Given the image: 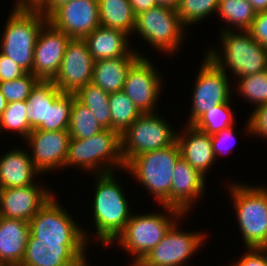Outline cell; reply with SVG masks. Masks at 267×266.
I'll list each match as a JSON object with an SVG mask.
<instances>
[{"label": "cell", "mask_w": 267, "mask_h": 266, "mask_svg": "<svg viewBox=\"0 0 267 266\" xmlns=\"http://www.w3.org/2000/svg\"><path fill=\"white\" fill-rule=\"evenodd\" d=\"M49 189L35 184L26 187L0 189L2 217L29 222L52 198Z\"/></svg>", "instance_id": "cell-20"}, {"label": "cell", "mask_w": 267, "mask_h": 266, "mask_svg": "<svg viewBox=\"0 0 267 266\" xmlns=\"http://www.w3.org/2000/svg\"><path fill=\"white\" fill-rule=\"evenodd\" d=\"M54 197L29 221L30 233L40 241L88 242L87 232L75 223Z\"/></svg>", "instance_id": "cell-11"}, {"label": "cell", "mask_w": 267, "mask_h": 266, "mask_svg": "<svg viewBox=\"0 0 267 266\" xmlns=\"http://www.w3.org/2000/svg\"><path fill=\"white\" fill-rule=\"evenodd\" d=\"M70 165H80L78 167L96 174L112 172L114 167L124 170L121 134L104 129L90 138H71L65 167Z\"/></svg>", "instance_id": "cell-4"}, {"label": "cell", "mask_w": 267, "mask_h": 266, "mask_svg": "<svg viewBox=\"0 0 267 266\" xmlns=\"http://www.w3.org/2000/svg\"><path fill=\"white\" fill-rule=\"evenodd\" d=\"M194 86L188 125H192L207 110L231 99L229 76L205 56Z\"/></svg>", "instance_id": "cell-12"}, {"label": "cell", "mask_w": 267, "mask_h": 266, "mask_svg": "<svg viewBox=\"0 0 267 266\" xmlns=\"http://www.w3.org/2000/svg\"><path fill=\"white\" fill-rule=\"evenodd\" d=\"M237 82L238 93L254 102L256 107L267 103V70L241 77Z\"/></svg>", "instance_id": "cell-35"}, {"label": "cell", "mask_w": 267, "mask_h": 266, "mask_svg": "<svg viewBox=\"0 0 267 266\" xmlns=\"http://www.w3.org/2000/svg\"><path fill=\"white\" fill-rule=\"evenodd\" d=\"M109 96V93L93 83H88L75 93V97L90 109L104 129H111Z\"/></svg>", "instance_id": "cell-28"}, {"label": "cell", "mask_w": 267, "mask_h": 266, "mask_svg": "<svg viewBox=\"0 0 267 266\" xmlns=\"http://www.w3.org/2000/svg\"><path fill=\"white\" fill-rule=\"evenodd\" d=\"M87 242L40 241L31 233L20 266H89L85 255Z\"/></svg>", "instance_id": "cell-13"}, {"label": "cell", "mask_w": 267, "mask_h": 266, "mask_svg": "<svg viewBox=\"0 0 267 266\" xmlns=\"http://www.w3.org/2000/svg\"><path fill=\"white\" fill-rule=\"evenodd\" d=\"M41 0H18L14 6H31L35 7Z\"/></svg>", "instance_id": "cell-46"}, {"label": "cell", "mask_w": 267, "mask_h": 266, "mask_svg": "<svg viewBox=\"0 0 267 266\" xmlns=\"http://www.w3.org/2000/svg\"><path fill=\"white\" fill-rule=\"evenodd\" d=\"M165 213L131 215L122 232L116 237L118 245L134 255V263H139L165 236L175 219L184 215L178 209L162 206Z\"/></svg>", "instance_id": "cell-8"}, {"label": "cell", "mask_w": 267, "mask_h": 266, "mask_svg": "<svg viewBox=\"0 0 267 266\" xmlns=\"http://www.w3.org/2000/svg\"><path fill=\"white\" fill-rule=\"evenodd\" d=\"M71 38L47 21L34 47L32 74L39 80H53L57 75Z\"/></svg>", "instance_id": "cell-18"}, {"label": "cell", "mask_w": 267, "mask_h": 266, "mask_svg": "<svg viewBox=\"0 0 267 266\" xmlns=\"http://www.w3.org/2000/svg\"><path fill=\"white\" fill-rule=\"evenodd\" d=\"M248 31L255 41L267 48V11L256 13Z\"/></svg>", "instance_id": "cell-39"}, {"label": "cell", "mask_w": 267, "mask_h": 266, "mask_svg": "<svg viewBox=\"0 0 267 266\" xmlns=\"http://www.w3.org/2000/svg\"><path fill=\"white\" fill-rule=\"evenodd\" d=\"M48 21L36 7L15 6L10 14L0 45V52L32 73L34 47L42 26Z\"/></svg>", "instance_id": "cell-2"}, {"label": "cell", "mask_w": 267, "mask_h": 266, "mask_svg": "<svg viewBox=\"0 0 267 266\" xmlns=\"http://www.w3.org/2000/svg\"><path fill=\"white\" fill-rule=\"evenodd\" d=\"M229 190L246 247L267 246V188L233 183Z\"/></svg>", "instance_id": "cell-7"}, {"label": "cell", "mask_w": 267, "mask_h": 266, "mask_svg": "<svg viewBox=\"0 0 267 266\" xmlns=\"http://www.w3.org/2000/svg\"><path fill=\"white\" fill-rule=\"evenodd\" d=\"M246 131L254 135L267 138V103L254 109L249 117Z\"/></svg>", "instance_id": "cell-37"}, {"label": "cell", "mask_w": 267, "mask_h": 266, "mask_svg": "<svg viewBox=\"0 0 267 266\" xmlns=\"http://www.w3.org/2000/svg\"><path fill=\"white\" fill-rule=\"evenodd\" d=\"M100 25L134 34L136 14L129 0H98Z\"/></svg>", "instance_id": "cell-27"}, {"label": "cell", "mask_w": 267, "mask_h": 266, "mask_svg": "<svg viewBox=\"0 0 267 266\" xmlns=\"http://www.w3.org/2000/svg\"><path fill=\"white\" fill-rule=\"evenodd\" d=\"M139 57L122 56L95 61L91 83L109 94L122 91L128 70Z\"/></svg>", "instance_id": "cell-26"}, {"label": "cell", "mask_w": 267, "mask_h": 266, "mask_svg": "<svg viewBox=\"0 0 267 266\" xmlns=\"http://www.w3.org/2000/svg\"><path fill=\"white\" fill-rule=\"evenodd\" d=\"M38 81L39 79L32 73H26L20 78L0 82V90L7 103L27 101Z\"/></svg>", "instance_id": "cell-36"}, {"label": "cell", "mask_w": 267, "mask_h": 266, "mask_svg": "<svg viewBox=\"0 0 267 266\" xmlns=\"http://www.w3.org/2000/svg\"><path fill=\"white\" fill-rule=\"evenodd\" d=\"M109 105L111 130H115L121 135L142 114L123 91L110 93Z\"/></svg>", "instance_id": "cell-30"}, {"label": "cell", "mask_w": 267, "mask_h": 266, "mask_svg": "<svg viewBox=\"0 0 267 266\" xmlns=\"http://www.w3.org/2000/svg\"><path fill=\"white\" fill-rule=\"evenodd\" d=\"M158 6H166L172 9H177L180 0H154Z\"/></svg>", "instance_id": "cell-45"}, {"label": "cell", "mask_w": 267, "mask_h": 266, "mask_svg": "<svg viewBox=\"0 0 267 266\" xmlns=\"http://www.w3.org/2000/svg\"><path fill=\"white\" fill-rule=\"evenodd\" d=\"M172 178L170 207L185 214L204 192L205 176L180 157L175 164Z\"/></svg>", "instance_id": "cell-21"}, {"label": "cell", "mask_w": 267, "mask_h": 266, "mask_svg": "<svg viewBox=\"0 0 267 266\" xmlns=\"http://www.w3.org/2000/svg\"><path fill=\"white\" fill-rule=\"evenodd\" d=\"M132 266H142V265H140L139 263H134L133 262Z\"/></svg>", "instance_id": "cell-49"}, {"label": "cell", "mask_w": 267, "mask_h": 266, "mask_svg": "<svg viewBox=\"0 0 267 266\" xmlns=\"http://www.w3.org/2000/svg\"><path fill=\"white\" fill-rule=\"evenodd\" d=\"M75 94L63 93L52 80H39L26 101V115L32 130H68Z\"/></svg>", "instance_id": "cell-5"}, {"label": "cell", "mask_w": 267, "mask_h": 266, "mask_svg": "<svg viewBox=\"0 0 267 266\" xmlns=\"http://www.w3.org/2000/svg\"><path fill=\"white\" fill-rule=\"evenodd\" d=\"M129 35L125 32L98 26L90 34H88L84 41L87 43L88 50L92 55L94 61L109 58H118L122 56H140L139 52L130 50L127 46ZM129 49V50H128ZM138 53V54H137Z\"/></svg>", "instance_id": "cell-24"}, {"label": "cell", "mask_w": 267, "mask_h": 266, "mask_svg": "<svg viewBox=\"0 0 267 266\" xmlns=\"http://www.w3.org/2000/svg\"><path fill=\"white\" fill-rule=\"evenodd\" d=\"M233 31L222 29L223 53L209 49L206 57L225 72L228 67L239 78L267 70V48L255 41L248 30Z\"/></svg>", "instance_id": "cell-3"}, {"label": "cell", "mask_w": 267, "mask_h": 266, "mask_svg": "<svg viewBox=\"0 0 267 266\" xmlns=\"http://www.w3.org/2000/svg\"><path fill=\"white\" fill-rule=\"evenodd\" d=\"M175 222L164 238L139 262L142 266H182L202 246L206 234L180 231ZM184 266V265H183Z\"/></svg>", "instance_id": "cell-14"}, {"label": "cell", "mask_w": 267, "mask_h": 266, "mask_svg": "<svg viewBox=\"0 0 267 266\" xmlns=\"http://www.w3.org/2000/svg\"><path fill=\"white\" fill-rule=\"evenodd\" d=\"M71 0H41L35 7L48 17L57 7Z\"/></svg>", "instance_id": "cell-42"}, {"label": "cell", "mask_w": 267, "mask_h": 266, "mask_svg": "<svg viewBox=\"0 0 267 266\" xmlns=\"http://www.w3.org/2000/svg\"><path fill=\"white\" fill-rule=\"evenodd\" d=\"M103 130L104 128L98 123L90 109L74 97L68 127L70 137L76 139L90 138Z\"/></svg>", "instance_id": "cell-29"}, {"label": "cell", "mask_w": 267, "mask_h": 266, "mask_svg": "<svg viewBox=\"0 0 267 266\" xmlns=\"http://www.w3.org/2000/svg\"><path fill=\"white\" fill-rule=\"evenodd\" d=\"M37 173L40 172L34 167L31 155L25 150L13 149L0 158V189L34 184Z\"/></svg>", "instance_id": "cell-25"}, {"label": "cell", "mask_w": 267, "mask_h": 266, "mask_svg": "<svg viewBox=\"0 0 267 266\" xmlns=\"http://www.w3.org/2000/svg\"><path fill=\"white\" fill-rule=\"evenodd\" d=\"M155 113H143L121 135L122 156L126 165L137 155L166 148L177 135L167 121Z\"/></svg>", "instance_id": "cell-9"}, {"label": "cell", "mask_w": 267, "mask_h": 266, "mask_svg": "<svg viewBox=\"0 0 267 266\" xmlns=\"http://www.w3.org/2000/svg\"><path fill=\"white\" fill-rule=\"evenodd\" d=\"M234 128L233 126L228 128V129H224L219 131L218 133L214 134L211 136V145H212V149H213V153H214V157L218 158V154L220 155V153H224L223 151L230 149L232 146H227L226 143H228V140L230 142V140H234V132L233 131ZM226 145V146H225ZM227 148V149H226ZM226 153V151H225Z\"/></svg>", "instance_id": "cell-40"}, {"label": "cell", "mask_w": 267, "mask_h": 266, "mask_svg": "<svg viewBox=\"0 0 267 266\" xmlns=\"http://www.w3.org/2000/svg\"><path fill=\"white\" fill-rule=\"evenodd\" d=\"M47 19L70 38L84 39L100 26L98 0H71L57 7Z\"/></svg>", "instance_id": "cell-16"}, {"label": "cell", "mask_w": 267, "mask_h": 266, "mask_svg": "<svg viewBox=\"0 0 267 266\" xmlns=\"http://www.w3.org/2000/svg\"><path fill=\"white\" fill-rule=\"evenodd\" d=\"M0 266H7V265H5L4 263H1V262H0Z\"/></svg>", "instance_id": "cell-50"}, {"label": "cell", "mask_w": 267, "mask_h": 266, "mask_svg": "<svg viewBox=\"0 0 267 266\" xmlns=\"http://www.w3.org/2000/svg\"><path fill=\"white\" fill-rule=\"evenodd\" d=\"M256 12L267 11V0H247Z\"/></svg>", "instance_id": "cell-44"}, {"label": "cell", "mask_w": 267, "mask_h": 266, "mask_svg": "<svg viewBox=\"0 0 267 266\" xmlns=\"http://www.w3.org/2000/svg\"><path fill=\"white\" fill-rule=\"evenodd\" d=\"M261 249H262V250L264 251V253L266 254V259H267V246L262 247Z\"/></svg>", "instance_id": "cell-48"}, {"label": "cell", "mask_w": 267, "mask_h": 266, "mask_svg": "<svg viewBox=\"0 0 267 266\" xmlns=\"http://www.w3.org/2000/svg\"><path fill=\"white\" fill-rule=\"evenodd\" d=\"M95 175L98 182L93 200V221L99 242L108 246L115 243L132 214L115 175L112 172Z\"/></svg>", "instance_id": "cell-1"}, {"label": "cell", "mask_w": 267, "mask_h": 266, "mask_svg": "<svg viewBox=\"0 0 267 266\" xmlns=\"http://www.w3.org/2000/svg\"><path fill=\"white\" fill-rule=\"evenodd\" d=\"M230 102L231 100L207 110L192 125L210 136L232 127L235 117L230 108Z\"/></svg>", "instance_id": "cell-32"}, {"label": "cell", "mask_w": 267, "mask_h": 266, "mask_svg": "<svg viewBox=\"0 0 267 266\" xmlns=\"http://www.w3.org/2000/svg\"><path fill=\"white\" fill-rule=\"evenodd\" d=\"M184 27L175 9L156 5L136 15L134 33L157 50L173 53L182 45Z\"/></svg>", "instance_id": "cell-10"}, {"label": "cell", "mask_w": 267, "mask_h": 266, "mask_svg": "<svg viewBox=\"0 0 267 266\" xmlns=\"http://www.w3.org/2000/svg\"><path fill=\"white\" fill-rule=\"evenodd\" d=\"M219 0H180L176 9L185 26L202 21L213 11H218Z\"/></svg>", "instance_id": "cell-34"}, {"label": "cell", "mask_w": 267, "mask_h": 266, "mask_svg": "<svg viewBox=\"0 0 267 266\" xmlns=\"http://www.w3.org/2000/svg\"><path fill=\"white\" fill-rule=\"evenodd\" d=\"M7 101L5 99V97L2 95V92L0 90V117L2 115V112L6 109L7 107Z\"/></svg>", "instance_id": "cell-47"}, {"label": "cell", "mask_w": 267, "mask_h": 266, "mask_svg": "<svg viewBox=\"0 0 267 266\" xmlns=\"http://www.w3.org/2000/svg\"><path fill=\"white\" fill-rule=\"evenodd\" d=\"M244 253L233 266H267L266 254L261 248H247Z\"/></svg>", "instance_id": "cell-41"}, {"label": "cell", "mask_w": 267, "mask_h": 266, "mask_svg": "<svg viewBox=\"0 0 267 266\" xmlns=\"http://www.w3.org/2000/svg\"><path fill=\"white\" fill-rule=\"evenodd\" d=\"M26 139L27 144L32 147L33 165L39 172L45 173V171L65 167L71 139L68 130L44 131L35 129Z\"/></svg>", "instance_id": "cell-19"}, {"label": "cell", "mask_w": 267, "mask_h": 266, "mask_svg": "<svg viewBox=\"0 0 267 266\" xmlns=\"http://www.w3.org/2000/svg\"><path fill=\"white\" fill-rule=\"evenodd\" d=\"M26 73L14 60L0 52V82L20 78Z\"/></svg>", "instance_id": "cell-38"}, {"label": "cell", "mask_w": 267, "mask_h": 266, "mask_svg": "<svg viewBox=\"0 0 267 266\" xmlns=\"http://www.w3.org/2000/svg\"><path fill=\"white\" fill-rule=\"evenodd\" d=\"M26 109V101L8 103L0 117V130L17 132L23 139H26L32 131L26 115Z\"/></svg>", "instance_id": "cell-33"}, {"label": "cell", "mask_w": 267, "mask_h": 266, "mask_svg": "<svg viewBox=\"0 0 267 266\" xmlns=\"http://www.w3.org/2000/svg\"><path fill=\"white\" fill-rule=\"evenodd\" d=\"M148 59L139 57L131 65L122 90L142 114L154 113L162 88L160 74Z\"/></svg>", "instance_id": "cell-17"}, {"label": "cell", "mask_w": 267, "mask_h": 266, "mask_svg": "<svg viewBox=\"0 0 267 266\" xmlns=\"http://www.w3.org/2000/svg\"><path fill=\"white\" fill-rule=\"evenodd\" d=\"M129 2L133 7V10L136 15L139 14L140 12L149 10L150 8L156 6L154 0H129Z\"/></svg>", "instance_id": "cell-43"}, {"label": "cell", "mask_w": 267, "mask_h": 266, "mask_svg": "<svg viewBox=\"0 0 267 266\" xmlns=\"http://www.w3.org/2000/svg\"><path fill=\"white\" fill-rule=\"evenodd\" d=\"M180 157V150L175 142L166 148L137 155L125 165V170L131 172L149 189L161 206L170 207L172 176Z\"/></svg>", "instance_id": "cell-6"}, {"label": "cell", "mask_w": 267, "mask_h": 266, "mask_svg": "<svg viewBox=\"0 0 267 266\" xmlns=\"http://www.w3.org/2000/svg\"><path fill=\"white\" fill-rule=\"evenodd\" d=\"M216 12L228 22L227 25L230 23V26L234 25L241 31L250 29L257 13L247 0H219Z\"/></svg>", "instance_id": "cell-31"}, {"label": "cell", "mask_w": 267, "mask_h": 266, "mask_svg": "<svg viewBox=\"0 0 267 266\" xmlns=\"http://www.w3.org/2000/svg\"><path fill=\"white\" fill-rule=\"evenodd\" d=\"M187 126L185 132H182L183 134H176L180 156L205 176L213 165L212 163L216 161L211 145V136L196 129L193 125Z\"/></svg>", "instance_id": "cell-22"}, {"label": "cell", "mask_w": 267, "mask_h": 266, "mask_svg": "<svg viewBox=\"0 0 267 266\" xmlns=\"http://www.w3.org/2000/svg\"><path fill=\"white\" fill-rule=\"evenodd\" d=\"M94 62L84 39L71 38L52 81L61 92L75 94L92 82Z\"/></svg>", "instance_id": "cell-15"}, {"label": "cell", "mask_w": 267, "mask_h": 266, "mask_svg": "<svg viewBox=\"0 0 267 266\" xmlns=\"http://www.w3.org/2000/svg\"><path fill=\"white\" fill-rule=\"evenodd\" d=\"M30 235L29 222L2 217L0 221V262L20 266Z\"/></svg>", "instance_id": "cell-23"}]
</instances>
